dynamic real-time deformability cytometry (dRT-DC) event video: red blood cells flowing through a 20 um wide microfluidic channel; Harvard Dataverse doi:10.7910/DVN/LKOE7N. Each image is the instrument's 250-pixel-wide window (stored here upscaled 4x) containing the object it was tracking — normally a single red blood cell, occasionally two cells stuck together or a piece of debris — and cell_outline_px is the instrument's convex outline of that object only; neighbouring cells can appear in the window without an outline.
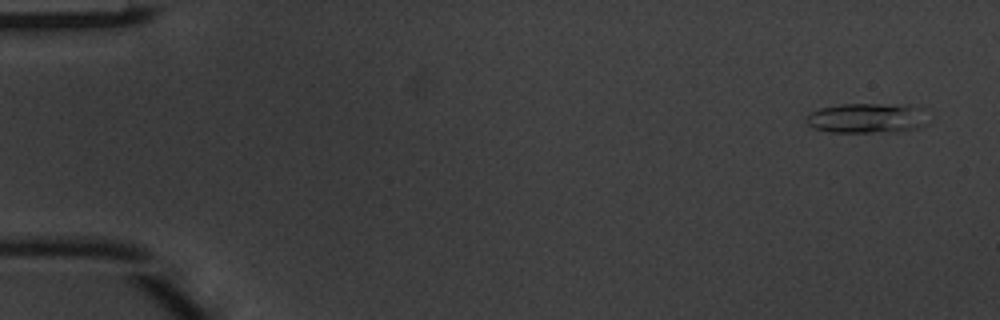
{"species": "common noctule bat (a hibernating species)", "species_latin": "Nyctalus noctula", "temperature_condition": "warm", "stored_images_in_passage": 4, "camera_frame_rate_fps": 3000, "um_per_image_px": 0.085, "animal": {"sex": "male", "body_mass_g": 20.1, "forearm_length_mm": 53.5}, "frame": {"image": 1, "passage_image": 1, "time_ms": 0.0, "image_size_px": [1000, 320], "cell_outline_px": [[928, 124], [916, 128], [896, 132], [828, 132], [816, 128], [808, 124], [804, 120], [804, 116], [820, 108], [840, 104], [908, 104], [924, 108]], "centroid_in_image_um": [73.73, 10.03], "position_along_channel_um": 11.3, "area_um2": 21.68}}